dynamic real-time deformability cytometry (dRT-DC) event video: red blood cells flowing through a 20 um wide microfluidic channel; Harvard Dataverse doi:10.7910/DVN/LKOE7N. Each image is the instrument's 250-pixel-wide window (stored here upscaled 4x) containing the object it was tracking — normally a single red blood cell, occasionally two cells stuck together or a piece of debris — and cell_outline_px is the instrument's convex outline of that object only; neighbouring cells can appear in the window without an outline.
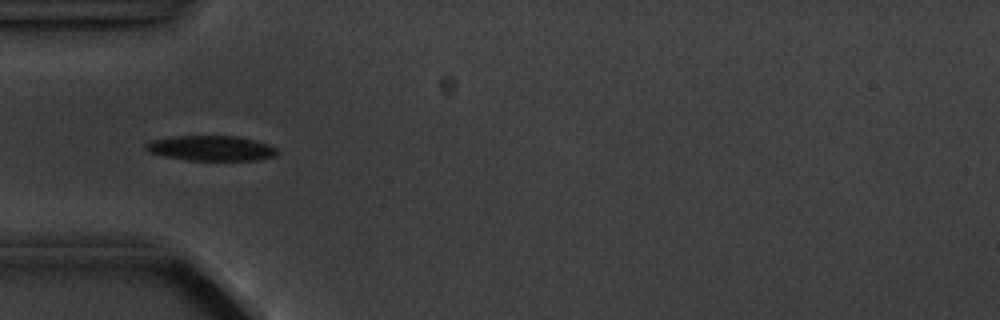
{"species": "common noctule bat (a hibernating species)", "species_latin": "Nyctalus noctula", "temperature_condition": "cold", "stored_images_in_passage": 15, "camera_frame_rate_fps": 3000, "um_per_image_px": 0.085, "animal": {"sex": "male", "body_mass_g": 20.1, "forearm_length_mm": 53.5}, "frame": {"image": 1, "passage_image": 5, "time_ms": 5.333, "image_size_px": [1000, 320], "cell_outline_px": [[276, 156], [260, 160], [184, 160], [164, 156], [152, 152], [144, 148], [144, 144], [152, 140], [176, 136], [236, 136], [268, 144], [276, 148]], "centroid_in_image_um": [17.94, 12.6], "position_along_channel_um": 67.1, "area_um2": 19.07}}
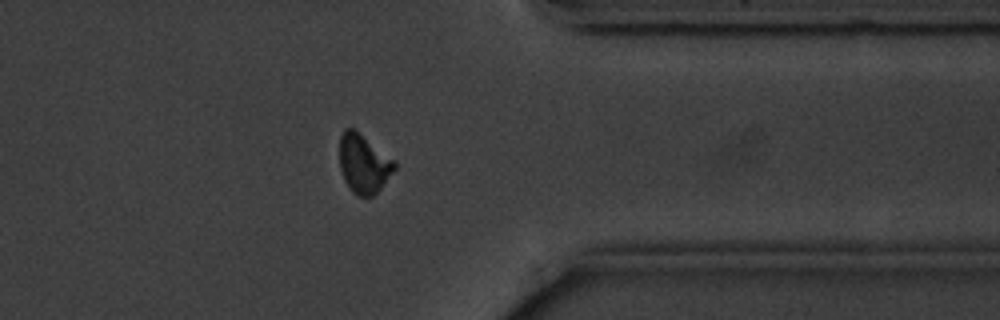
{"frame": {"image": 2, "passage_image": 13, "time_ms": 14.333, "image_size_px": [1000, 320], "cell_outline_px": [[396, 168], [380, 188], [372, 196], [356, 196], [352, 192], [344, 180], [340, 168], [340, 136], [344, 128], [352, 128], [396, 160]], "centroid_in_image_um": [30.91, 13.92], "position_along_channel_um": 380.5, "area_um2": 18.73}}
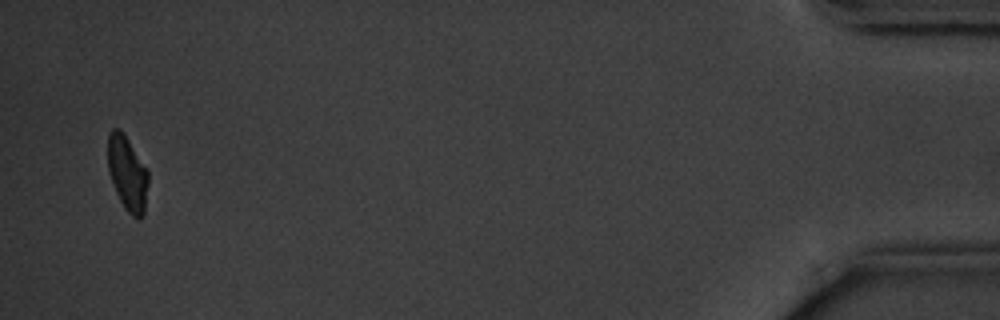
{"frame": {"image": 3, "passage_image": 15, "time_ms": 17.667, "image_size_px": [1000, 320], "cell_outline_px": [[148, 184], [144, 216], [140, 220], [132, 216], [124, 208], [112, 184], [108, 172], [108, 132], [112, 128], [120, 128], [148, 172]], "centroid_in_image_um": [10.81, 14.77], "position_along_channel_um": 424.4, "area_um2": 17.57}, "authors_computed_cell_mechanics": {"area_um2": 19.074, "velocity_mm_per_s": 3.5879, "shape_relaxation_time_tau1_ms": 1.7427, "shape_relaxation_time_tau2_ms": null, "deformation_change_tau1": 0.0844, "deformation_change_tau2": null}}